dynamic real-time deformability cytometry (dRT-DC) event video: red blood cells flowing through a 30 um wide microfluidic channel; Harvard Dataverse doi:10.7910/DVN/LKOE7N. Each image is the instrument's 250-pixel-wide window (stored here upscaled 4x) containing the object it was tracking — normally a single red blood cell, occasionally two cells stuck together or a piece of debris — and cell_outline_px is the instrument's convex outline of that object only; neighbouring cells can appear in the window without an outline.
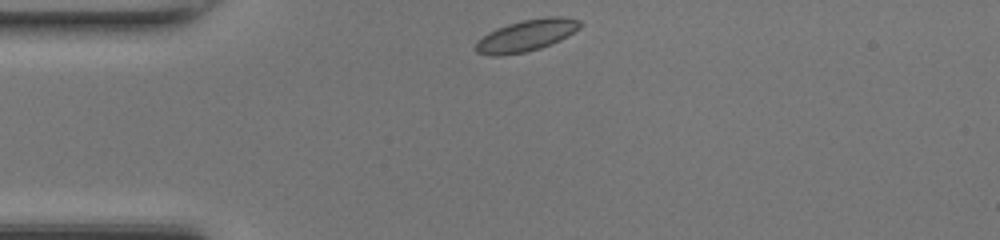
{"species": "common noctule bat (a hibernating species)", "species_latin": "Nyctalus noctula", "temperature_condition": "room temperature", "stored_images_in_passage": 31, "camera_frame_rate_fps": 3000, "um_per_image_px": 0.085, "animal": {"sex": "female", "body_mass_g": 17.0, "forearm_length_mm": 48.0}, "frame": {"image": 1, "passage_image": 1, "time_ms": 0.0, "image_size_px": [1000, 240], "cell_outline_px": [[584, 24], [580, 28], [560, 40], [552, 44], [540, 48], [524, 52], [500, 56], [492, 56], [476, 52], [476, 40], [488, 32], [496, 28], [508, 24], [524, 20], [548, 16], [564, 16], [580, 20]], "centroid_in_image_um": [44.76, 3.01], "position_along_channel_um": 40.2, "area_um2": 19.36}}
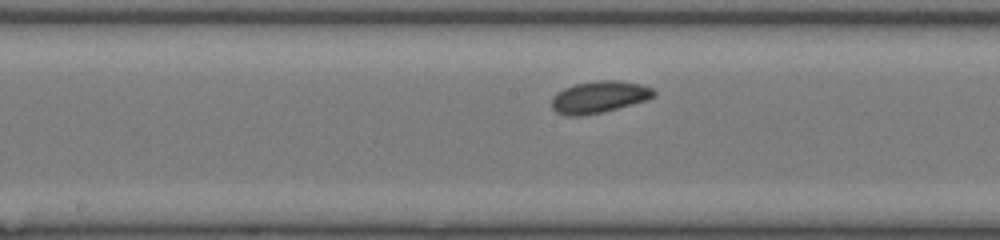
{"frame": {"image": 2, "passage_image": 14, "time_ms": 4.333, "image_size_px": [1000, 240], "cell_outline_px": [[656, 96], [648, 100], [604, 112], [580, 116], [568, 116], [556, 112], [552, 108], [552, 96], [556, 92], [564, 88], [576, 84], [600, 80], [620, 80], [640, 84], [652, 88], [656, 92]], "centroid_in_image_um": [50.94, 8.25], "position_along_channel_um": 197.3, "area_um2": 19.19}}
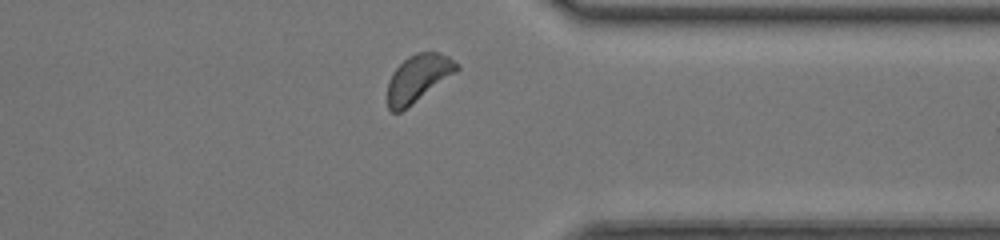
{"frame": {"image": 3, "passage_image": 27, "time_ms": 8.667, "image_size_px": [1000, 240], "cell_outline_px": [[460, 68], [456, 72], [412, 104], [400, 112], [392, 112], [388, 108], [388, 80], [392, 72], [408, 56], [416, 52], [436, 52], [448, 56], [460, 64]], "centroid_in_image_um": [35.54, 6.63], "position_along_channel_um": 375.9, "area_um2": 18.9}, "authors_computed_cell_mechanics": {"area_um2": 18.5538, "velocity_mm_per_s": 4.274, "shape_relaxation_time_tau1_ms": null, "shape_relaxation_time_tau2_ms": 3.185, "deformation_change_tau1": null, "deformation_change_tau2": 0.0546}}